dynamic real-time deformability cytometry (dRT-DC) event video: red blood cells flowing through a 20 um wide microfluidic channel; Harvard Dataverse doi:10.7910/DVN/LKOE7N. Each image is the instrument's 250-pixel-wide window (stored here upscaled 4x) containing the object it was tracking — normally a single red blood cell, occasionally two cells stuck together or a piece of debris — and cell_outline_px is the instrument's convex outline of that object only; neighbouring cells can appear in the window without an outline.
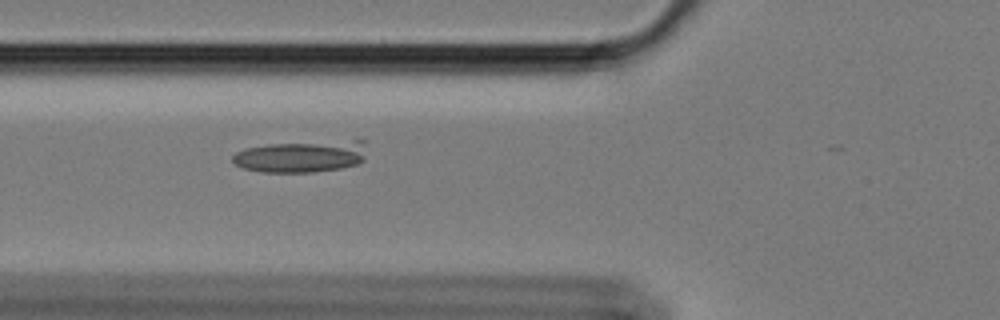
{"species": "Egyptian fruit bat (a non-hibernating species)", "species_latin": "Rousettus aegyptiacus", "temperature_condition": "cold", "stored_images_in_passage": 19, "camera_frame_rate_fps": 3000, "um_per_image_px": 0.085, "animal": {"sex": "female"}, "frame": {"image": 1, "passage_image": 5, "time_ms": 1.333, "image_size_px": [1000, 320], "cell_outline_px": [[364, 160], [356, 164], [340, 168], [316, 172], [260, 172], [244, 168], [236, 164], [232, 160], [232, 156], [236, 152], [244, 148], [268, 144], [356, 140], [364, 140]], "centroid_in_image_um": [25.58, 13.3], "position_along_channel_um": 100.2, "area_um2": 24.74}}
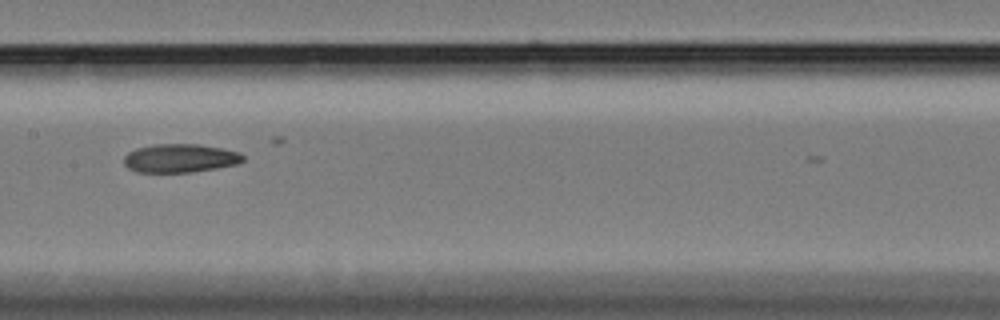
{"frame": {"image": 2, "passage_image": 13, "time_ms": 4.0, "image_size_px": [1000, 320], "cell_outline_px": [[244, 160], [236, 164], [216, 168], [192, 172], [136, 172], [128, 168], [124, 164], [124, 156], [128, 152], [136, 148], [156, 144], [200, 144], [240, 152], [244, 156]], "centroid_in_image_um": [15.29, 13.44], "position_along_channel_um": 192.1, "area_um2": 19.83}}
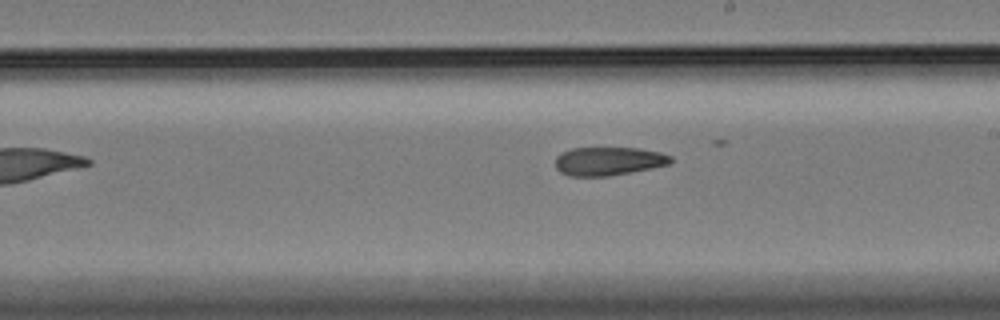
{"frame": {"image": 3, "passage_image": 17, "time_ms": 5.333, "image_size_px": [1000, 320], "cell_outline_px": [[672, 160], [668, 164], [652, 168], [608, 176], [568, 176], [560, 172], [556, 168], [556, 156], [572, 148], [640, 148], [660, 152], [672, 156]], "centroid_in_image_um": [51.72, 13.7], "position_along_channel_um": 237.3, "area_um2": 19.07}}